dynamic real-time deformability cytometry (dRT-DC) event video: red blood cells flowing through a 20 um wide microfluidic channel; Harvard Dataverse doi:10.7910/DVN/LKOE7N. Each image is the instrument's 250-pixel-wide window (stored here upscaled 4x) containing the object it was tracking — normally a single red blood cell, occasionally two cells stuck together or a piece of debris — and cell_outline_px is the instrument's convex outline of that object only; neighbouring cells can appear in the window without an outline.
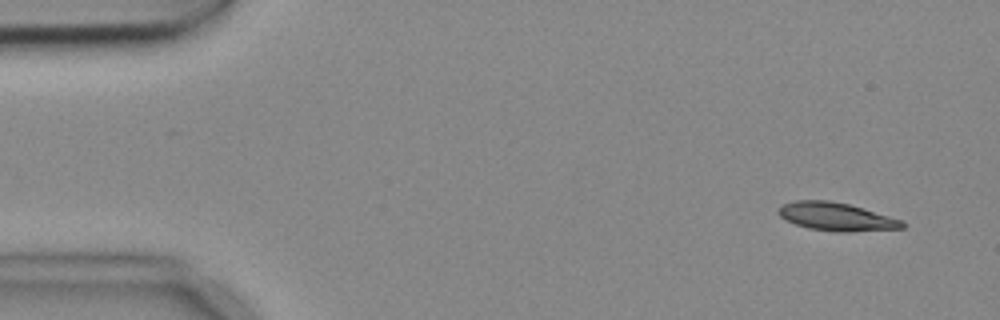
{"species": "common noctule bat (a hibernating species)", "species_latin": "Nyctalus noctula", "temperature_condition": "cold", "stored_images_in_passage": 5, "camera_frame_rate_fps": 3000, "um_per_image_px": 0.085, "animal": {"sex": "female", "body_mass_g": 18.4}, "frame": {"image": 1, "passage_image": 2, "time_ms": 0.333, "image_size_px": [1000, 320], "cell_outline_px": [[904, 228], [848, 232], [836, 232], [808, 228], [784, 220], [776, 212], [784, 204], [796, 200], [828, 200], [848, 204], [864, 208], [904, 220]], "centroid_in_image_um": [71.1, 18.42], "position_along_channel_um": 13.9, "area_um2": 20.4}}
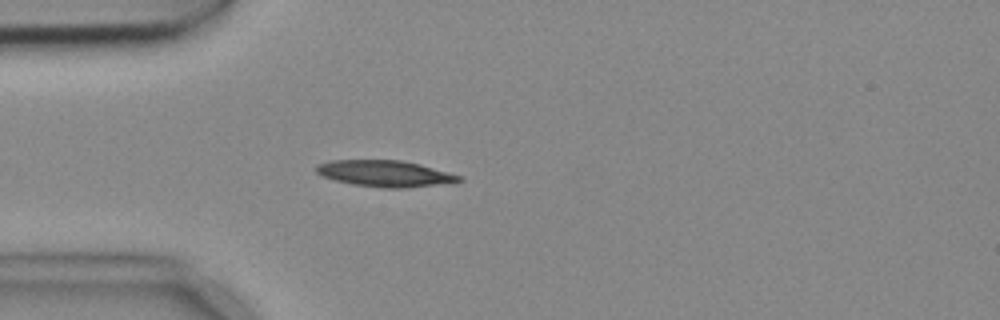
{"frame": {"image": 2, "passage_image": 5, "time_ms": 1.333, "image_size_px": [1000, 320], "cell_outline_px": [[464, 180], [408, 188], [384, 188], [352, 184], [336, 180], [324, 176], [316, 172], [316, 164], [332, 160], [400, 160], [420, 164], [464, 176]], "centroid_in_image_um": [32.74, 14.74], "position_along_channel_um": 52.3, "area_um2": 21.79}}